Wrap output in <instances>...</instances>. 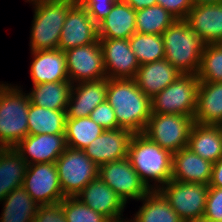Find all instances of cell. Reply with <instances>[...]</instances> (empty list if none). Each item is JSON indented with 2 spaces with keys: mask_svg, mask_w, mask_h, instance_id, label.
<instances>
[{
  "mask_svg": "<svg viewBox=\"0 0 222 222\" xmlns=\"http://www.w3.org/2000/svg\"><path fill=\"white\" fill-rule=\"evenodd\" d=\"M106 101L114 109L119 128L142 133L152 114L151 98L134 79H108Z\"/></svg>",
  "mask_w": 222,
  "mask_h": 222,
  "instance_id": "obj_1",
  "label": "cell"
},
{
  "mask_svg": "<svg viewBox=\"0 0 222 222\" xmlns=\"http://www.w3.org/2000/svg\"><path fill=\"white\" fill-rule=\"evenodd\" d=\"M127 157L151 190H158L171 180L173 154L152 142L144 134H133ZM150 179L155 182L154 185L149 184Z\"/></svg>",
  "mask_w": 222,
  "mask_h": 222,
  "instance_id": "obj_2",
  "label": "cell"
},
{
  "mask_svg": "<svg viewBox=\"0 0 222 222\" xmlns=\"http://www.w3.org/2000/svg\"><path fill=\"white\" fill-rule=\"evenodd\" d=\"M165 57L181 74L197 75L205 47L185 19H177L162 34Z\"/></svg>",
  "mask_w": 222,
  "mask_h": 222,
  "instance_id": "obj_3",
  "label": "cell"
},
{
  "mask_svg": "<svg viewBox=\"0 0 222 222\" xmlns=\"http://www.w3.org/2000/svg\"><path fill=\"white\" fill-rule=\"evenodd\" d=\"M0 84V147L14 148L28 134L30 98L18 86Z\"/></svg>",
  "mask_w": 222,
  "mask_h": 222,
  "instance_id": "obj_4",
  "label": "cell"
},
{
  "mask_svg": "<svg viewBox=\"0 0 222 222\" xmlns=\"http://www.w3.org/2000/svg\"><path fill=\"white\" fill-rule=\"evenodd\" d=\"M77 0L35 2L31 28V51L58 49L60 35L69 8Z\"/></svg>",
  "mask_w": 222,
  "mask_h": 222,
  "instance_id": "obj_5",
  "label": "cell"
},
{
  "mask_svg": "<svg viewBox=\"0 0 222 222\" xmlns=\"http://www.w3.org/2000/svg\"><path fill=\"white\" fill-rule=\"evenodd\" d=\"M55 165L64 197H76L89 182L99 177V167L84 151L69 146Z\"/></svg>",
  "mask_w": 222,
  "mask_h": 222,
  "instance_id": "obj_6",
  "label": "cell"
},
{
  "mask_svg": "<svg viewBox=\"0 0 222 222\" xmlns=\"http://www.w3.org/2000/svg\"><path fill=\"white\" fill-rule=\"evenodd\" d=\"M200 80L182 74L151 99L152 114H181L194 117Z\"/></svg>",
  "mask_w": 222,
  "mask_h": 222,
  "instance_id": "obj_7",
  "label": "cell"
},
{
  "mask_svg": "<svg viewBox=\"0 0 222 222\" xmlns=\"http://www.w3.org/2000/svg\"><path fill=\"white\" fill-rule=\"evenodd\" d=\"M194 123V118L191 116L151 114L142 134L173 154L188 146Z\"/></svg>",
  "mask_w": 222,
  "mask_h": 222,
  "instance_id": "obj_8",
  "label": "cell"
},
{
  "mask_svg": "<svg viewBox=\"0 0 222 222\" xmlns=\"http://www.w3.org/2000/svg\"><path fill=\"white\" fill-rule=\"evenodd\" d=\"M158 190L183 222H197L203 218L209 185L170 180Z\"/></svg>",
  "mask_w": 222,
  "mask_h": 222,
  "instance_id": "obj_9",
  "label": "cell"
},
{
  "mask_svg": "<svg viewBox=\"0 0 222 222\" xmlns=\"http://www.w3.org/2000/svg\"><path fill=\"white\" fill-rule=\"evenodd\" d=\"M99 177L125 204L129 199L140 200L151 190L135 171L128 157L101 165Z\"/></svg>",
  "mask_w": 222,
  "mask_h": 222,
  "instance_id": "obj_10",
  "label": "cell"
},
{
  "mask_svg": "<svg viewBox=\"0 0 222 222\" xmlns=\"http://www.w3.org/2000/svg\"><path fill=\"white\" fill-rule=\"evenodd\" d=\"M22 187L38 205L60 203L65 198L55 163L28 165Z\"/></svg>",
  "mask_w": 222,
  "mask_h": 222,
  "instance_id": "obj_11",
  "label": "cell"
},
{
  "mask_svg": "<svg viewBox=\"0 0 222 222\" xmlns=\"http://www.w3.org/2000/svg\"><path fill=\"white\" fill-rule=\"evenodd\" d=\"M64 52L66 55L67 74L72 85L106 78L103 53L99 40Z\"/></svg>",
  "mask_w": 222,
  "mask_h": 222,
  "instance_id": "obj_12",
  "label": "cell"
},
{
  "mask_svg": "<svg viewBox=\"0 0 222 222\" xmlns=\"http://www.w3.org/2000/svg\"><path fill=\"white\" fill-rule=\"evenodd\" d=\"M98 40V26L89 16L86 8L77 0L66 14L58 49L66 51Z\"/></svg>",
  "mask_w": 222,
  "mask_h": 222,
  "instance_id": "obj_13",
  "label": "cell"
},
{
  "mask_svg": "<svg viewBox=\"0 0 222 222\" xmlns=\"http://www.w3.org/2000/svg\"><path fill=\"white\" fill-rule=\"evenodd\" d=\"M107 79H134L140 66L128 39H99Z\"/></svg>",
  "mask_w": 222,
  "mask_h": 222,
  "instance_id": "obj_14",
  "label": "cell"
},
{
  "mask_svg": "<svg viewBox=\"0 0 222 222\" xmlns=\"http://www.w3.org/2000/svg\"><path fill=\"white\" fill-rule=\"evenodd\" d=\"M132 136L131 131L123 128L104 130L83 151L92 162L100 167L107 162L126 158Z\"/></svg>",
  "mask_w": 222,
  "mask_h": 222,
  "instance_id": "obj_15",
  "label": "cell"
},
{
  "mask_svg": "<svg viewBox=\"0 0 222 222\" xmlns=\"http://www.w3.org/2000/svg\"><path fill=\"white\" fill-rule=\"evenodd\" d=\"M14 149L28 165L55 163L66 149L65 134H28Z\"/></svg>",
  "mask_w": 222,
  "mask_h": 222,
  "instance_id": "obj_16",
  "label": "cell"
},
{
  "mask_svg": "<svg viewBox=\"0 0 222 222\" xmlns=\"http://www.w3.org/2000/svg\"><path fill=\"white\" fill-rule=\"evenodd\" d=\"M76 197L110 221L123 219L121 216L126 204L100 177L89 182Z\"/></svg>",
  "mask_w": 222,
  "mask_h": 222,
  "instance_id": "obj_17",
  "label": "cell"
},
{
  "mask_svg": "<svg viewBox=\"0 0 222 222\" xmlns=\"http://www.w3.org/2000/svg\"><path fill=\"white\" fill-rule=\"evenodd\" d=\"M75 85L71 87L66 119L88 117L98 105L106 100L107 78L98 81L80 82Z\"/></svg>",
  "mask_w": 222,
  "mask_h": 222,
  "instance_id": "obj_18",
  "label": "cell"
},
{
  "mask_svg": "<svg viewBox=\"0 0 222 222\" xmlns=\"http://www.w3.org/2000/svg\"><path fill=\"white\" fill-rule=\"evenodd\" d=\"M185 20L205 44L222 42V3L193 4Z\"/></svg>",
  "mask_w": 222,
  "mask_h": 222,
  "instance_id": "obj_19",
  "label": "cell"
},
{
  "mask_svg": "<svg viewBox=\"0 0 222 222\" xmlns=\"http://www.w3.org/2000/svg\"><path fill=\"white\" fill-rule=\"evenodd\" d=\"M212 167L213 163L184 147L173 153L171 180L209 185Z\"/></svg>",
  "mask_w": 222,
  "mask_h": 222,
  "instance_id": "obj_20",
  "label": "cell"
},
{
  "mask_svg": "<svg viewBox=\"0 0 222 222\" xmlns=\"http://www.w3.org/2000/svg\"><path fill=\"white\" fill-rule=\"evenodd\" d=\"M30 74L32 84L70 81L65 52L60 49L32 51Z\"/></svg>",
  "mask_w": 222,
  "mask_h": 222,
  "instance_id": "obj_21",
  "label": "cell"
},
{
  "mask_svg": "<svg viewBox=\"0 0 222 222\" xmlns=\"http://www.w3.org/2000/svg\"><path fill=\"white\" fill-rule=\"evenodd\" d=\"M182 74L166 59L140 65L134 80L139 89L151 99Z\"/></svg>",
  "mask_w": 222,
  "mask_h": 222,
  "instance_id": "obj_22",
  "label": "cell"
},
{
  "mask_svg": "<svg viewBox=\"0 0 222 222\" xmlns=\"http://www.w3.org/2000/svg\"><path fill=\"white\" fill-rule=\"evenodd\" d=\"M97 26L99 39H129L136 32V10L124 1L115 2Z\"/></svg>",
  "mask_w": 222,
  "mask_h": 222,
  "instance_id": "obj_23",
  "label": "cell"
},
{
  "mask_svg": "<svg viewBox=\"0 0 222 222\" xmlns=\"http://www.w3.org/2000/svg\"><path fill=\"white\" fill-rule=\"evenodd\" d=\"M187 147L201 158L214 164L222 157L221 125L194 123Z\"/></svg>",
  "mask_w": 222,
  "mask_h": 222,
  "instance_id": "obj_24",
  "label": "cell"
},
{
  "mask_svg": "<svg viewBox=\"0 0 222 222\" xmlns=\"http://www.w3.org/2000/svg\"><path fill=\"white\" fill-rule=\"evenodd\" d=\"M194 122L222 124V82H200Z\"/></svg>",
  "mask_w": 222,
  "mask_h": 222,
  "instance_id": "obj_25",
  "label": "cell"
},
{
  "mask_svg": "<svg viewBox=\"0 0 222 222\" xmlns=\"http://www.w3.org/2000/svg\"><path fill=\"white\" fill-rule=\"evenodd\" d=\"M28 164L14 148L0 147V201L21 187Z\"/></svg>",
  "mask_w": 222,
  "mask_h": 222,
  "instance_id": "obj_26",
  "label": "cell"
},
{
  "mask_svg": "<svg viewBox=\"0 0 222 222\" xmlns=\"http://www.w3.org/2000/svg\"><path fill=\"white\" fill-rule=\"evenodd\" d=\"M140 200L142 207L129 222H183L159 190H150Z\"/></svg>",
  "mask_w": 222,
  "mask_h": 222,
  "instance_id": "obj_27",
  "label": "cell"
},
{
  "mask_svg": "<svg viewBox=\"0 0 222 222\" xmlns=\"http://www.w3.org/2000/svg\"><path fill=\"white\" fill-rule=\"evenodd\" d=\"M71 87L70 81L33 85L28 93L30 103L51 110H67Z\"/></svg>",
  "mask_w": 222,
  "mask_h": 222,
  "instance_id": "obj_28",
  "label": "cell"
},
{
  "mask_svg": "<svg viewBox=\"0 0 222 222\" xmlns=\"http://www.w3.org/2000/svg\"><path fill=\"white\" fill-rule=\"evenodd\" d=\"M66 110H51L29 104V135L65 134Z\"/></svg>",
  "mask_w": 222,
  "mask_h": 222,
  "instance_id": "obj_29",
  "label": "cell"
},
{
  "mask_svg": "<svg viewBox=\"0 0 222 222\" xmlns=\"http://www.w3.org/2000/svg\"><path fill=\"white\" fill-rule=\"evenodd\" d=\"M4 201L0 222H32L38 204L21 186L10 192Z\"/></svg>",
  "mask_w": 222,
  "mask_h": 222,
  "instance_id": "obj_30",
  "label": "cell"
},
{
  "mask_svg": "<svg viewBox=\"0 0 222 222\" xmlns=\"http://www.w3.org/2000/svg\"><path fill=\"white\" fill-rule=\"evenodd\" d=\"M105 129L89 116L77 119H66L65 141L71 148L85 149Z\"/></svg>",
  "mask_w": 222,
  "mask_h": 222,
  "instance_id": "obj_31",
  "label": "cell"
},
{
  "mask_svg": "<svg viewBox=\"0 0 222 222\" xmlns=\"http://www.w3.org/2000/svg\"><path fill=\"white\" fill-rule=\"evenodd\" d=\"M177 19L160 5L136 10V32L162 35Z\"/></svg>",
  "mask_w": 222,
  "mask_h": 222,
  "instance_id": "obj_32",
  "label": "cell"
},
{
  "mask_svg": "<svg viewBox=\"0 0 222 222\" xmlns=\"http://www.w3.org/2000/svg\"><path fill=\"white\" fill-rule=\"evenodd\" d=\"M128 40L140 65L159 61L165 57L162 35L135 32Z\"/></svg>",
  "mask_w": 222,
  "mask_h": 222,
  "instance_id": "obj_33",
  "label": "cell"
},
{
  "mask_svg": "<svg viewBox=\"0 0 222 222\" xmlns=\"http://www.w3.org/2000/svg\"><path fill=\"white\" fill-rule=\"evenodd\" d=\"M200 82H222V44H206L197 73Z\"/></svg>",
  "mask_w": 222,
  "mask_h": 222,
  "instance_id": "obj_34",
  "label": "cell"
},
{
  "mask_svg": "<svg viewBox=\"0 0 222 222\" xmlns=\"http://www.w3.org/2000/svg\"><path fill=\"white\" fill-rule=\"evenodd\" d=\"M60 203L67 222H110L107 217L91 209L77 197H65Z\"/></svg>",
  "mask_w": 222,
  "mask_h": 222,
  "instance_id": "obj_35",
  "label": "cell"
},
{
  "mask_svg": "<svg viewBox=\"0 0 222 222\" xmlns=\"http://www.w3.org/2000/svg\"><path fill=\"white\" fill-rule=\"evenodd\" d=\"M89 117L105 130L119 129L114 109L106 100L98 105Z\"/></svg>",
  "mask_w": 222,
  "mask_h": 222,
  "instance_id": "obj_36",
  "label": "cell"
},
{
  "mask_svg": "<svg viewBox=\"0 0 222 222\" xmlns=\"http://www.w3.org/2000/svg\"><path fill=\"white\" fill-rule=\"evenodd\" d=\"M203 218L211 221H222V188L209 187Z\"/></svg>",
  "mask_w": 222,
  "mask_h": 222,
  "instance_id": "obj_37",
  "label": "cell"
},
{
  "mask_svg": "<svg viewBox=\"0 0 222 222\" xmlns=\"http://www.w3.org/2000/svg\"><path fill=\"white\" fill-rule=\"evenodd\" d=\"M88 11L94 23L98 25L110 13L114 0H78Z\"/></svg>",
  "mask_w": 222,
  "mask_h": 222,
  "instance_id": "obj_38",
  "label": "cell"
},
{
  "mask_svg": "<svg viewBox=\"0 0 222 222\" xmlns=\"http://www.w3.org/2000/svg\"><path fill=\"white\" fill-rule=\"evenodd\" d=\"M32 222H67L61 203L39 205Z\"/></svg>",
  "mask_w": 222,
  "mask_h": 222,
  "instance_id": "obj_39",
  "label": "cell"
},
{
  "mask_svg": "<svg viewBox=\"0 0 222 222\" xmlns=\"http://www.w3.org/2000/svg\"><path fill=\"white\" fill-rule=\"evenodd\" d=\"M157 5L169 11L176 19H186L193 7L192 0H157Z\"/></svg>",
  "mask_w": 222,
  "mask_h": 222,
  "instance_id": "obj_40",
  "label": "cell"
},
{
  "mask_svg": "<svg viewBox=\"0 0 222 222\" xmlns=\"http://www.w3.org/2000/svg\"><path fill=\"white\" fill-rule=\"evenodd\" d=\"M209 187L222 188V157L213 164Z\"/></svg>",
  "mask_w": 222,
  "mask_h": 222,
  "instance_id": "obj_41",
  "label": "cell"
},
{
  "mask_svg": "<svg viewBox=\"0 0 222 222\" xmlns=\"http://www.w3.org/2000/svg\"><path fill=\"white\" fill-rule=\"evenodd\" d=\"M124 2L130 5L134 10L157 5V0H124Z\"/></svg>",
  "mask_w": 222,
  "mask_h": 222,
  "instance_id": "obj_42",
  "label": "cell"
},
{
  "mask_svg": "<svg viewBox=\"0 0 222 222\" xmlns=\"http://www.w3.org/2000/svg\"><path fill=\"white\" fill-rule=\"evenodd\" d=\"M193 4H218L222 3V0H192Z\"/></svg>",
  "mask_w": 222,
  "mask_h": 222,
  "instance_id": "obj_43",
  "label": "cell"
},
{
  "mask_svg": "<svg viewBox=\"0 0 222 222\" xmlns=\"http://www.w3.org/2000/svg\"><path fill=\"white\" fill-rule=\"evenodd\" d=\"M197 222H222V221H211V220H206V219L202 218L201 220H199Z\"/></svg>",
  "mask_w": 222,
  "mask_h": 222,
  "instance_id": "obj_44",
  "label": "cell"
},
{
  "mask_svg": "<svg viewBox=\"0 0 222 222\" xmlns=\"http://www.w3.org/2000/svg\"><path fill=\"white\" fill-rule=\"evenodd\" d=\"M110 222H129V220L126 221L122 219V220H116V221H110Z\"/></svg>",
  "mask_w": 222,
  "mask_h": 222,
  "instance_id": "obj_45",
  "label": "cell"
},
{
  "mask_svg": "<svg viewBox=\"0 0 222 222\" xmlns=\"http://www.w3.org/2000/svg\"><path fill=\"white\" fill-rule=\"evenodd\" d=\"M27 1H29L30 3H31V2H32V3H35V2L44 1V0H27Z\"/></svg>",
  "mask_w": 222,
  "mask_h": 222,
  "instance_id": "obj_46",
  "label": "cell"
}]
</instances>
